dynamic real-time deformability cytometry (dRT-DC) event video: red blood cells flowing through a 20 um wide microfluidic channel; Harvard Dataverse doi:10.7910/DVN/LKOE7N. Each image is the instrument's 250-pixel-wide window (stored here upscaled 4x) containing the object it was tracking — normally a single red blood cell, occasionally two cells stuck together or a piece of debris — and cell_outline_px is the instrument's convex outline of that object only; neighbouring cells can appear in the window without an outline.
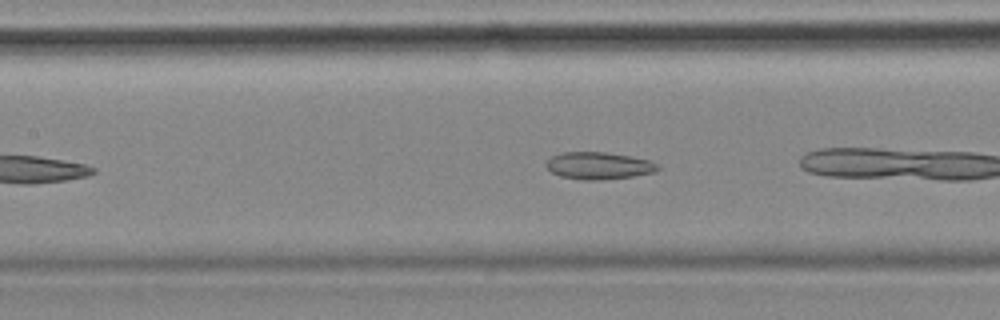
{"species": "common noctule bat (a hibernating species)", "species_latin": "Nyctalus noctula", "temperature_condition": "cold", "stored_images_in_passage": 35, "camera_frame_rate_fps": 3000, "um_per_image_px": 0.085, "animal": {"sex": "female", "body_mass_g": 18.4}, "frame": {"image": 1, "passage_image": 16, "time_ms": 5.0, "image_size_px": [1000, 320], "cell_outline_px": [[660, 168], [652, 172], [632, 176], [600, 180], [580, 180], [560, 176], [552, 172], [544, 164], [552, 156], [560, 152], [604, 152], [652, 160], [660, 164]], "centroid_in_image_um": [50.88, 14.08], "position_along_channel_um": 156.5, "area_um2": 17.69}}